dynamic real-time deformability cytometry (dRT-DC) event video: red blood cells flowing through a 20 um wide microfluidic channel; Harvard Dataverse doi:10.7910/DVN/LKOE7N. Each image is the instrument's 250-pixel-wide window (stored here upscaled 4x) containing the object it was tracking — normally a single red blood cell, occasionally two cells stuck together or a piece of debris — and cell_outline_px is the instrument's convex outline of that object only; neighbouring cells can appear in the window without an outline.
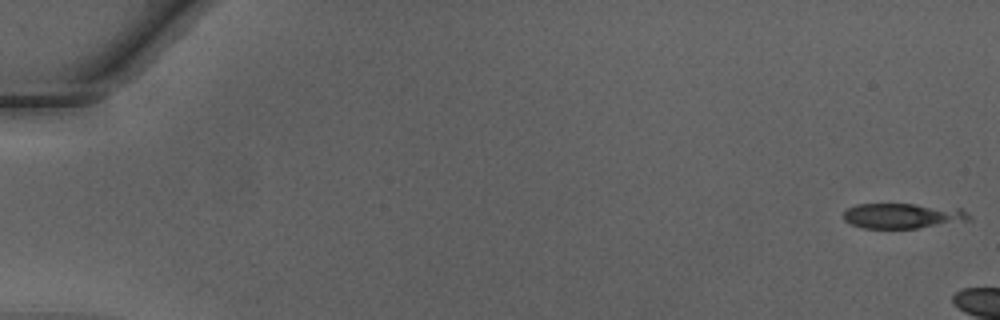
{"species": "Egyptian fruit bat (a non-hibernating species)", "species_latin": "Rousettus aegyptiacus", "temperature_condition": "warm", "stored_images_in_passage": 5, "camera_frame_rate_fps": 3000, "um_per_image_px": 0.085, "animal": {"sex": "male"}, "frame": {"image": 1, "passage_image": 1, "time_ms": 0.0, "image_size_px": [1000, 320], "cell_outline_px": [[972, 220], [920, 228], [864, 228], [852, 224], [844, 220], [844, 212], [848, 208], [856, 204], [916, 204], [960, 208], [972, 216]], "centroid_in_image_um": [76.78, 18.34], "position_along_channel_um": 8.2, "area_um2": 18.55}}